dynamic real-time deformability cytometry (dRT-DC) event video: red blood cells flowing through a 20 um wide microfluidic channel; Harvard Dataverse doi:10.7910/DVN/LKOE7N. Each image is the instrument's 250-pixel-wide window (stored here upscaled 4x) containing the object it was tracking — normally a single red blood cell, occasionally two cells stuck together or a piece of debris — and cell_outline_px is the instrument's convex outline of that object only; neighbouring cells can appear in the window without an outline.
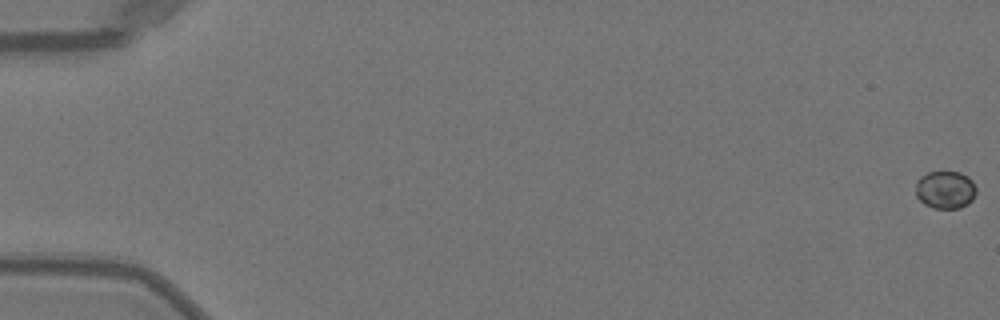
{"species": "Egyptian fruit bat (a non-hibernating species)", "species_latin": "Rousettus aegyptiacus", "temperature_condition": "warm", "stored_images_in_passage": 53, "camera_frame_rate_fps": 3000, "um_per_image_px": 0.085, "animal": {"sex": "female"}, "frame": {"image": 1, "passage_image": 1, "time_ms": 0.0, "image_size_px": [1000, 320], "cell_outline_px": [[976, 192], [972, 200], [968, 204], [960, 208], [932, 208], [924, 204], [916, 196], [916, 180], [920, 176], [928, 172], [960, 172], [968, 176], [972, 180], [976, 188]], "centroid_in_image_um": [80.35, 16.13], "position_along_channel_um": 4.7, "area_um2": 13.47}}
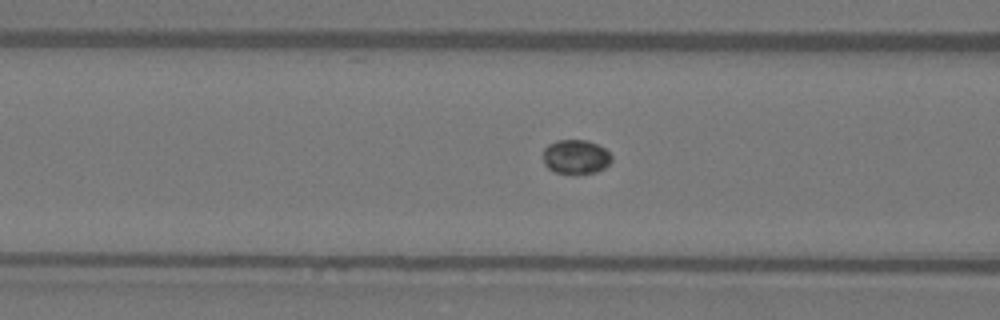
{"frame": {"image": 2, "passage_image": 22, "time_ms": 7.0, "image_size_px": [1000, 320], "cell_outline_px": [[612, 160], [604, 168], [596, 172], [556, 172], [548, 168], [544, 164], [544, 148], [548, 144], [556, 140], [588, 140], [604, 148], [612, 156]], "centroid_in_image_um": [48.94, 13.3], "position_along_channel_um": 117.7, "area_um2": 13.41}}
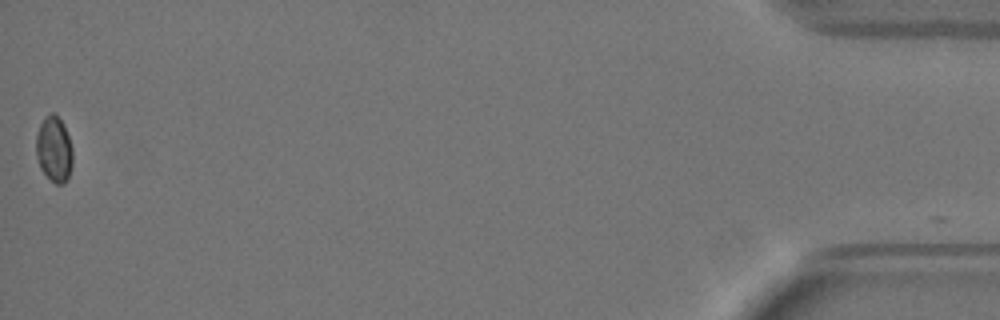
{"frame": {"image": 3, "passage_image": 52, "time_ms": 17.0, "image_size_px": [1000, 320], "cell_outline_px": [[72, 164], [68, 180], [64, 184], [56, 184], [40, 168], [36, 156], [36, 136], [40, 124], [44, 116], [52, 112], [56, 112], [64, 124], [72, 148]], "centroid_in_image_um": [4.6, 12.65], "position_along_channel_um": 430.6, "area_um2": 14.16}}